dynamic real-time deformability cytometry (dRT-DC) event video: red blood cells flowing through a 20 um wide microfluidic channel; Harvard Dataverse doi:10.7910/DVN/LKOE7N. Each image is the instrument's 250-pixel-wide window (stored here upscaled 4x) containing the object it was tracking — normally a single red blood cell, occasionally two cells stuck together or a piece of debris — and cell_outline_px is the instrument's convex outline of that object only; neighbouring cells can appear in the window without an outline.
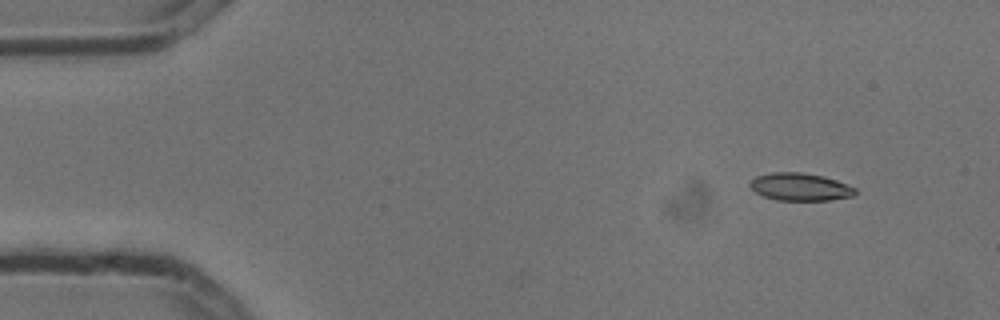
{"species": "common noctule bat (a hibernating species)", "species_latin": "Nyctalus noctula", "temperature_condition": "cold", "stored_images_in_passage": 4, "camera_frame_rate_fps": 3000, "um_per_image_px": 0.085, "animal": {"sex": "male", "body_mass_g": 13.3}, "frame": {"image": 1, "passage_image": 1, "time_ms": 0.0, "image_size_px": [1000, 320], "cell_outline_px": [[856, 192], [852, 196], [832, 200], [776, 200], [764, 196], [756, 192], [748, 184], [756, 176], [772, 172], [800, 172], [824, 176], [836, 180], [856, 188]], "centroid_in_image_um": [68.01, 15.88], "position_along_channel_um": 17.0, "area_um2": 16.88}}
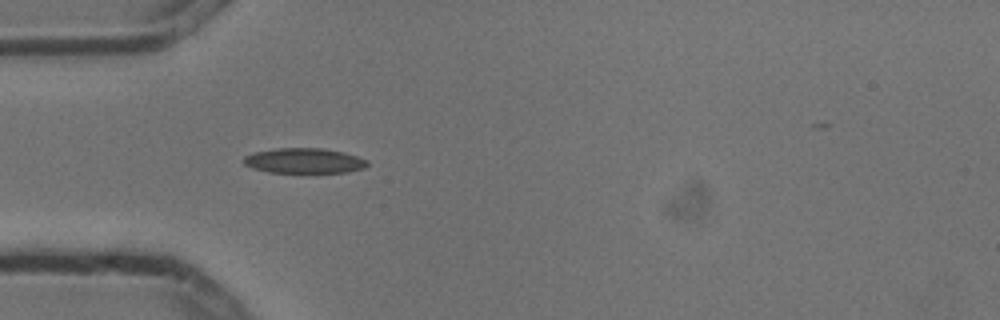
{"frame": {"image": 2, "passage_image": 4, "time_ms": 1.0, "image_size_px": [1000, 320], "cell_outline_px": [[368, 164], [364, 168], [348, 172], [268, 172], [252, 168], [244, 164], [244, 156], [256, 152], [276, 148], [324, 148], [344, 152], [368, 160]], "centroid_in_image_um": [25.87, 13.66], "position_along_channel_um": 59.1, "area_um2": 18.03}}